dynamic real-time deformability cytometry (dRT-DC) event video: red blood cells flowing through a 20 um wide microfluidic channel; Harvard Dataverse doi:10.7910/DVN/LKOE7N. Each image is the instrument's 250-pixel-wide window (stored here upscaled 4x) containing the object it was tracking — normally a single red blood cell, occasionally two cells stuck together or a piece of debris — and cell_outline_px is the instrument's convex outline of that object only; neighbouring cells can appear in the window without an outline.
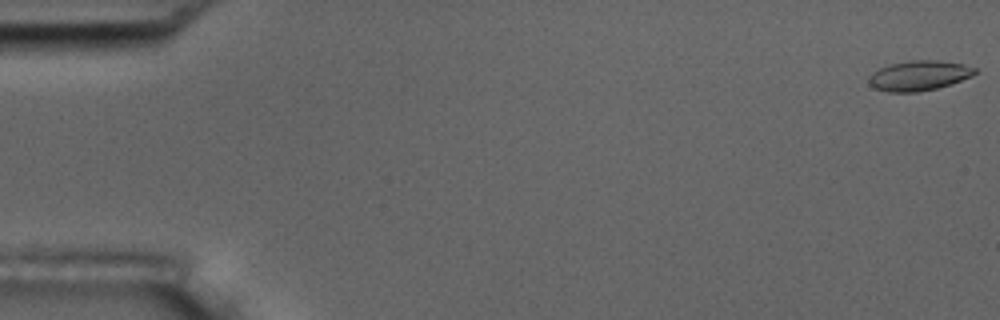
{"species": "common noctule bat (a hibernating species)", "species_latin": "Nyctalus noctula", "temperature_condition": "room temperature", "stored_images_in_passage": 5, "camera_frame_rate_fps": 3000, "um_per_image_px": 0.085, "animal": {"sex": "male", "body_mass_g": 17.5, "forearm_length_mm": 52.3}, "frame": {"image": 1, "passage_image": 1, "time_ms": 0.0, "image_size_px": [1000, 320], "cell_outline_px": [[976, 72], [972, 76], [936, 88], [916, 92], [888, 92], [876, 88], [868, 84], [868, 76], [872, 72], [888, 64], [908, 60], [936, 60], [964, 64], [976, 68]], "centroid_in_image_um": [78.06, 6.41], "position_along_channel_um": 6.9, "area_um2": 18.5}}
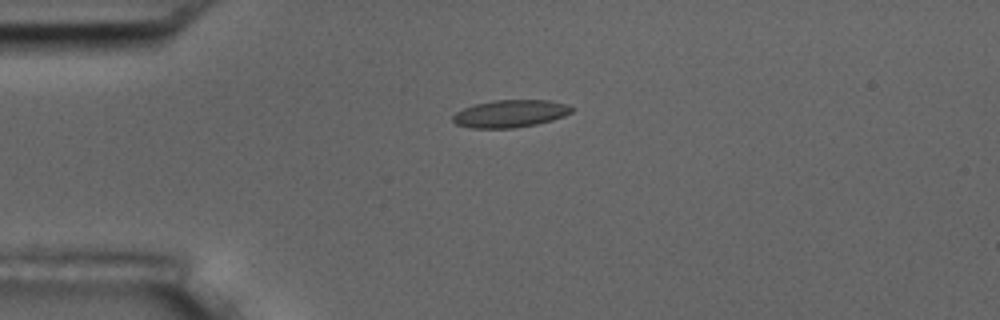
{"frame": {"image": 2, "passage_image": 4, "time_ms": 4.333, "image_size_px": [1000, 320], "cell_outline_px": [[576, 108], [572, 112], [564, 116], [552, 120], [536, 124], [512, 128], [472, 128], [456, 124], [452, 120], [452, 116], [456, 112], [464, 108], [476, 104], [492, 100], [548, 100], [568, 104]], "centroid_in_image_um": [43.4, 9.65], "position_along_channel_um": 41.6, "area_um2": 19.07}}